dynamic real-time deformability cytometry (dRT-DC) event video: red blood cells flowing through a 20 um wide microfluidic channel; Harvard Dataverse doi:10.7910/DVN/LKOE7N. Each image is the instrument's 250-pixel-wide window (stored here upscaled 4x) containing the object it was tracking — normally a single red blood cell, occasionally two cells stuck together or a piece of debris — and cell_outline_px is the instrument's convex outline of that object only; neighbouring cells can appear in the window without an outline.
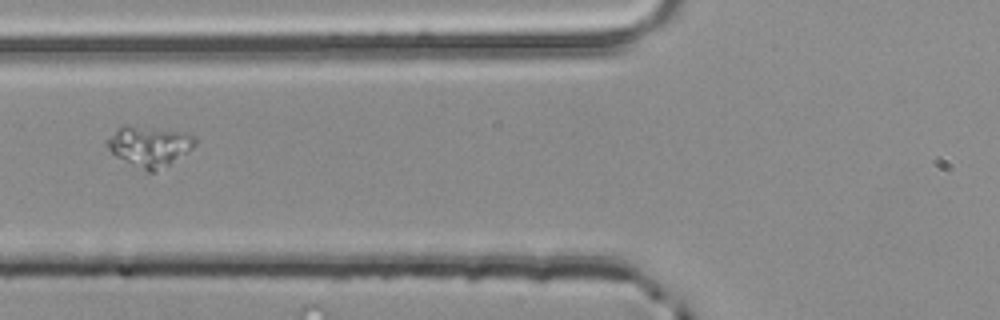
{"species": "common noctule bat (a hibernating species)", "species_latin": "Nyctalus noctula", "temperature_condition": "room temperature", "stored_images_in_passage": 2, "camera_frame_rate_fps": 3000, "um_per_image_px": 0.085, "animal": {"sex": "male", "body_mass_g": 20.4}, "frame": {"image": 1, "passage_image": 2, "time_ms": 0.333, "image_size_px": [1000, 320], "cell_outline_px": [[196, 144], [188, 152], [156, 172], [148, 172], [116, 156], [104, 144], [104, 140], [124, 124], [128, 124], [184, 132], [196, 136]], "centroid_in_image_um": [12.69, 12.4], "position_along_channel_um": 113.1, "area_um2": 20.81}}